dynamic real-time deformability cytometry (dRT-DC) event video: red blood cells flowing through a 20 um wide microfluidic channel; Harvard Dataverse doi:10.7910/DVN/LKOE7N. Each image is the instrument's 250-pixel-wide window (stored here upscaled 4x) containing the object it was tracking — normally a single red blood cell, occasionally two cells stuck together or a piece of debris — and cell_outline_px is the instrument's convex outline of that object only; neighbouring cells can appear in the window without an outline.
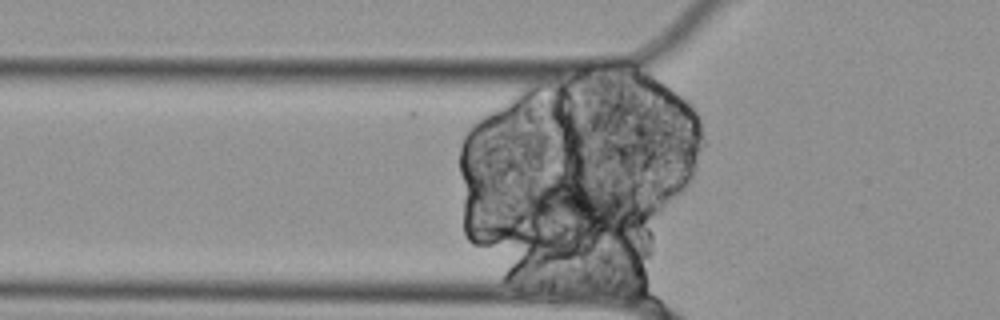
{"species": "Egyptian fruit bat (a non-hibernating species)", "species_latin": "Rousettus aegyptiacus", "temperature_condition": "cold", "stored_images_in_passage": 53, "segment_of_instrument_passage": [1, 2], "camera_frame_rate_fps": 3000, "um_per_image_px": 0.085, "animal": {"sex": "female"}, "frame": {"image": 1, "passage_image": 14, "time_ms": 4.333, "image_size_px": [1000, 320], "cell_outline_px": [[644, 220], [624, 228], [560, 240], [528, 224], [524, 200], [524, 196], [528, 188], [556, 172], [560, 172], [624, 192], [636, 196]], "centroid_in_image_um": [49.17, 17.62], "position_along_channel_um": 76.6, "area_um2": 40.4}}